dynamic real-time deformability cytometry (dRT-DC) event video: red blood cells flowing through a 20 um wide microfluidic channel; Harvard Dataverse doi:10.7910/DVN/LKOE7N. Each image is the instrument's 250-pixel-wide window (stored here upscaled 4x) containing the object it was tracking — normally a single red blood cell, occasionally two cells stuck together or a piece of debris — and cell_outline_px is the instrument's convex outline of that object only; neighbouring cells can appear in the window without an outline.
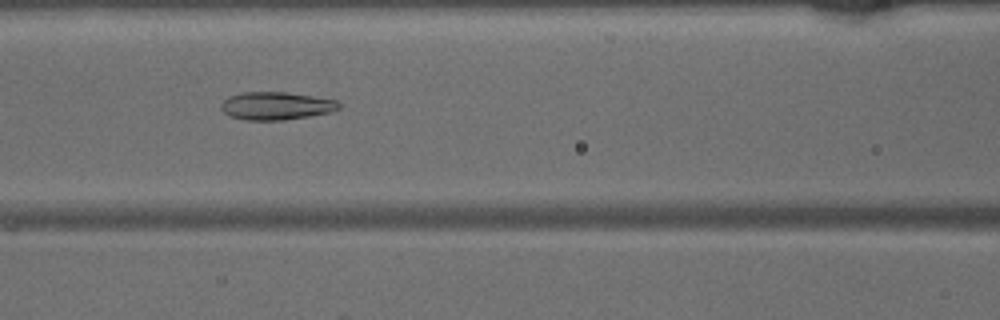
{"species": "common noctule bat (a hibernating species)", "species_latin": "Nyctalus noctula", "temperature_condition": "warm", "stored_images_in_passage": 47, "camera_frame_rate_fps": 3000, "um_per_image_px": 0.085, "animal": {"sex": "male", "body_mass_g": 15.6}, "frame": {"image": 1, "passage_image": 20, "time_ms": 6.333, "image_size_px": [1000, 320], "cell_outline_px": [[340, 108], [332, 112], [284, 120], [244, 120], [228, 116], [220, 108], [220, 104], [228, 96], [240, 92], [284, 92], [312, 96], [336, 100], [340, 104]], "centroid_in_image_um": [23.43, 9.0], "position_along_channel_um": 143.2, "area_um2": 19.25}}
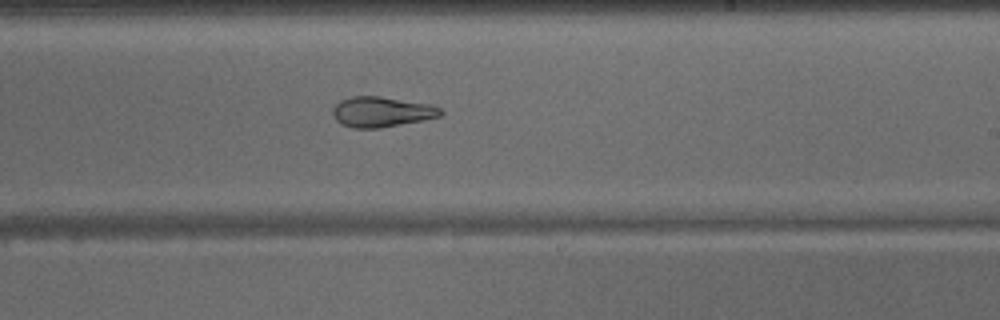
{"frame": {"image": 2, "passage_image": 28, "time_ms": 9.0, "image_size_px": [1000, 320], "cell_outline_px": [[444, 112], [440, 116], [424, 120], [380, 128], [352, 128], [340, 124], [336, 120], [332, 112], [332, 108], [340, 100], [352, 96], [380, 96], [432, 104], [440, 108]], "centroid_in_image_um": [32.44, 9.5], "position_along_channel_um": 256.6, "area_um2": 19.25}}
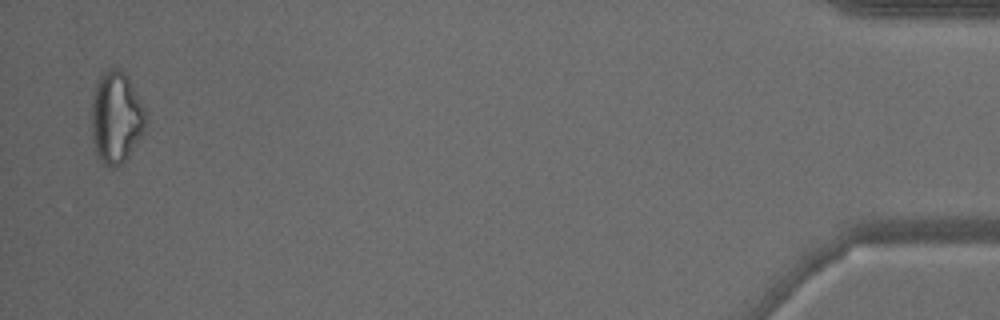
{"frame": {"image": 3, "passage_image": 46, "time_ms": 15.0, "image_size_px": [1000, 320], "cell_outline_px": [[148, 120], [140, 136], [128, 156], [116, 168], [108, 168], [96, 156], [92, 140], [92, 96], [96, 84], [100, 76], [108, 68], [120, 68], [128, 76], [144, 108]], "centroid_in_image_um": [9.86, 9.99], "position_along_channel_um": 425.3, "area_um2": 29.07}}